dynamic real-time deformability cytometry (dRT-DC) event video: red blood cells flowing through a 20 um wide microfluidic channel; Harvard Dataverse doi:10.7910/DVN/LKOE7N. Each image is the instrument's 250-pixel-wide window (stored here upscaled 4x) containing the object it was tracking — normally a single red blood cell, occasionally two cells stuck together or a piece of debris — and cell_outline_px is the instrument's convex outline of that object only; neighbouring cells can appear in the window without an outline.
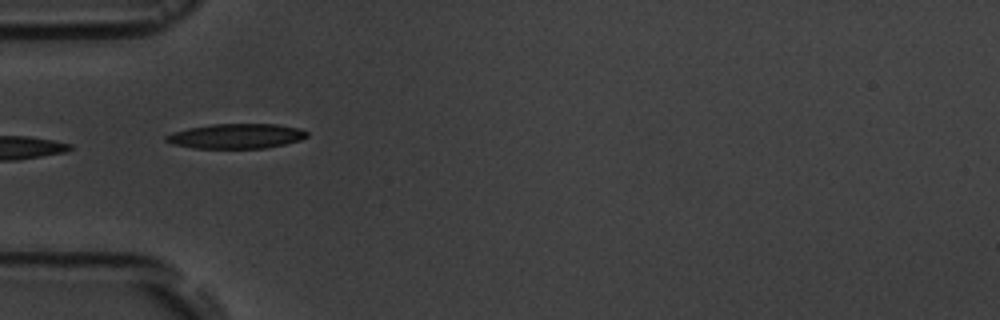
{"species": "common noctule bat (a hibernating species)", "species_latin": "Nyctalus noctula", "temperature_condition": "room temperature", "stored_images_in_passage": 7, "camera_frame_rate_fps": 3000, "um_per_image_px": 0.085, "animal": {"sex": "male", "body_mass_g": 19.5, "forearm_length_mm": 54.6}, "frame": {"image": 1, "passage_image": 6, "time_ms": 6.0, "image_size_px": [1000, 320], "cell_outline_px": [[308, 136], [300, 140], [268, 148], [192, 148], [172, 144], [164, 140], [164, 136], [172, 132], [188, 128], [212, 124], [276, 124], [300, 128], [308, 132]], "centroid_in_image_um": [20.06, 11.57], "position_along_channel_um": 64.9, "area_um2": 20.52}}
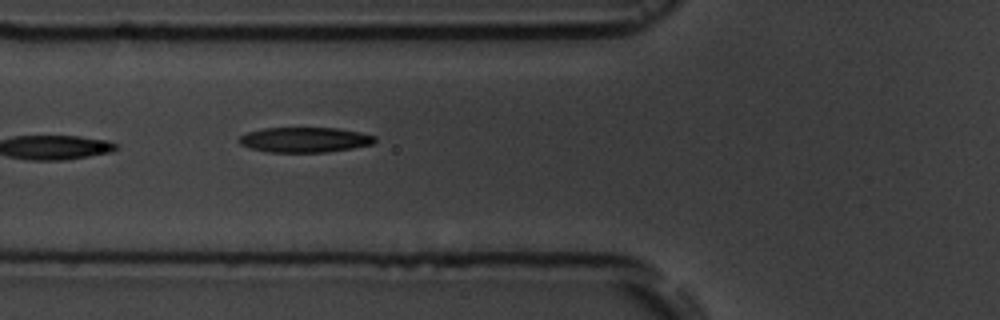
{"frame": {"image": 2, "passage_image": 7, "time_ms": 7.0, "image_size_px": [1000, 320], "cell_outline_px": [[376, 140], [372, 144], [352, 148], [328, 152], [268, 152], [252, 148], [240, 144], [236, 140], [240, 136], [248, 132], [264, 128], [336, 128], [360, 132], [376, 136]], "centroid_in_image_um": [25.9, 11.88], "position_along_channel_um": 99.9, "area_um2": 19.83}}